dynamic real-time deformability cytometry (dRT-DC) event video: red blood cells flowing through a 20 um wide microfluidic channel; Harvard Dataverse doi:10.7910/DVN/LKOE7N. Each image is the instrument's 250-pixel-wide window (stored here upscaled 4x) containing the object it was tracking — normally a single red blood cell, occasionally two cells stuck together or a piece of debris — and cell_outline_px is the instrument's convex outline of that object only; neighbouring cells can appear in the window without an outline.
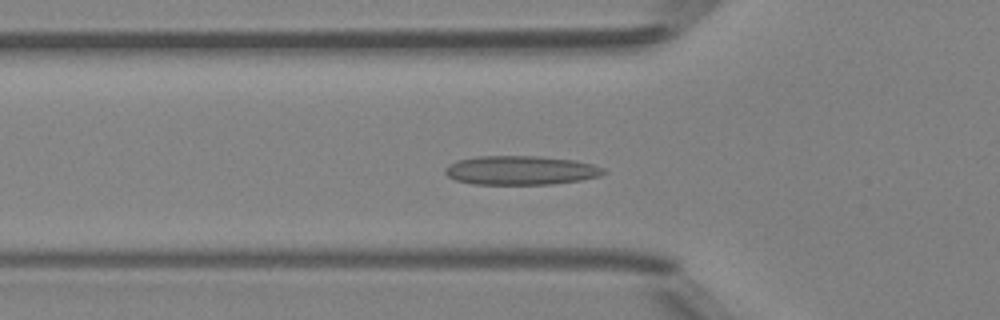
{"species": "Egyptian fruit bat (a non-hibernating species)", "species_latin": "Rousettus aegyptiacus", "temperature_condition": "room temperature", "stored_images_in_passage": 34, "camera_frame_rate_fps": 3000, "um_per_image_px": 0.085, "animal": {"sex": "female"}, "frame": {"image": 1, "passage_image": 2, "time_ms": 0.333, "image_size_px": [1000, 320], "cell_outline_px": [[608, 172], [600, 176], [580, 180], [552, 184], [472, 184], [456, 180], [448, 176], [444, 172], [444, 168], [448, 164], [456, 160], [476, 156], [540, 156], [572, 160], [592, 164], [604, 168]], "centroid_in_image_um": [44.24, 14.47], "position_along_channel_um": 81.6, "area_um2": 26.93}}
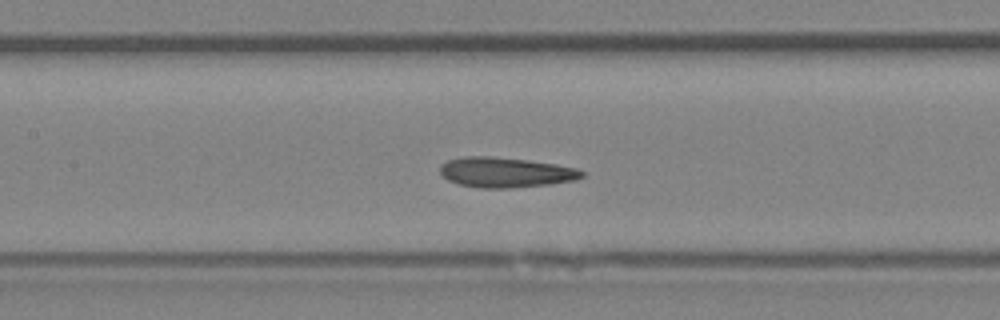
{"frame": {"image": 2, "passage_image": 8, "time_ms": 2.333, "image_size_px": [1000, 320], "cell_outline_px": [[584, 176], [576, 180], [548, 184], [512, 188], [480, 188], [460, 184], [448, 180], [440, 172], [440, 164], [448, 160], [464, 156], [492, 156], [528, 160], [556, 164], [576, 168], [584, 172]], "centroid_in_image_um": [42.97, 14.64], "position_along_channel_um": 164.4, "area_um2": 24.91}}
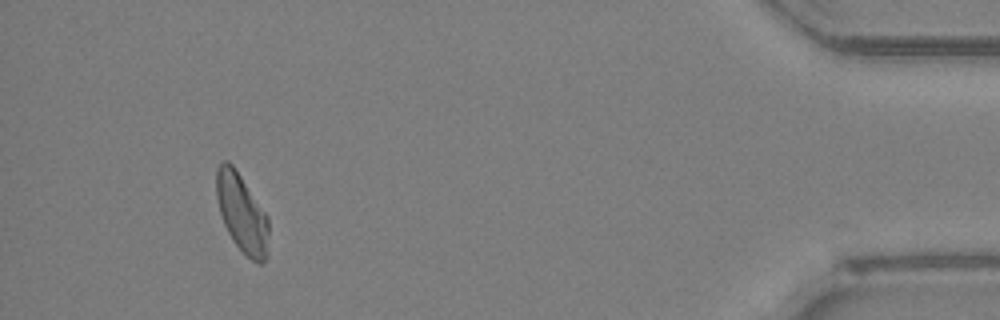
{"frame": {"image": 3, "passage_image": 31, "time_ms": 10.0, "image_size_px": [1000, 320], "cell_outline_px": [[268, 256], [260, 264], [252, 260], [232, 240], [224, 224], [220, 212], [216, 196], [216, 168], [220, 160], [228, 160], [232, 164], [268, 216]], "centroid_in_image_um": [20.55, 18.09], "position_along_channel_um": 414.7, "area_um2": 23.81}, "authors_computed_cell_mechanics": {"area_um2": 24.1893, "velocity_mm_per_s": 4.155, "shape_relaxation_time_tau1_ms": null, "shape_relaxation_time_tau2_ms": 2.3837, "deformation_change_tau1": null, "deformation_change_tau2": 0.0929}}